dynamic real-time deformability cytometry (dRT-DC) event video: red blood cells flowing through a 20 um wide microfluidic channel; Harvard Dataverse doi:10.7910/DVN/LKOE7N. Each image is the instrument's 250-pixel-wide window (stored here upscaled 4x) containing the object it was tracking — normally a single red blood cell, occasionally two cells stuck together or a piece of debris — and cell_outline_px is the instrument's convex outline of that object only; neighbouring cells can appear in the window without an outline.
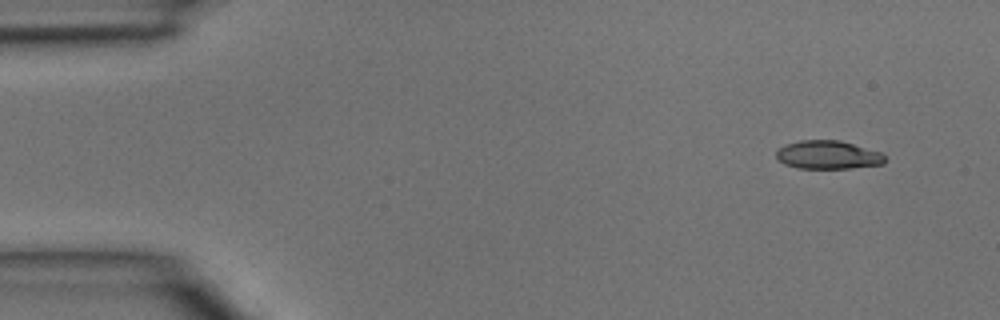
{"species": "common noctule bat (a hibernating species)", "species_latin": "Nyctalus noctula", "temperature_condition": "room temperature", "stored_images_in_passage": 3, "camera_frame_rate_fps": 3000, "um_per_image_px": 0.085, "animal": {"sex": "male", "body_mass_g": 15.6}, "frame": {"image": 1, "passage_image": 1, "time_ms": 0.0, "image_size_px": [1000, 320], "cell_outline_px": [[884, 164], [848, 168], [796, 168], [784, 164], [776, 156], [776, 152], [784, 144], [800, 140], [840, 140], [880, 152], [884, 156]], "centroid_in_image_um": [70.35, 13.16], "position_along_channel_um": 14.7, "area_um2": 17.86}}